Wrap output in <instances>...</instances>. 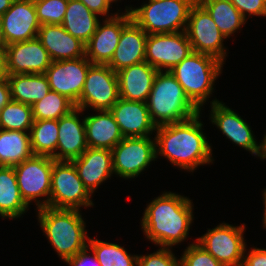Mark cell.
<instances>
[{
  "mask_svg": "<svg viewBox=\"0 0 266 266\" xmlns=\"http://www.w3.org/2000/svg\"><path fill=\"white\" fill-rule=\"evenodd\" d=\"M202 112L183 122L156 127V158L162 156L187 172H194L201 165L213 164V150L203 132Z\"/></svg>",
  "mask_w": 266,
  "mask_h": 266,
  "instance_id": "6da1fadb",
  "label": "cell"
},
{
  "mask_svg": "<svg viewBox=\"0 0 266 266\" xmlns=\"http://www.w3.org/2000/svg\"><path fill=\"white\" fill-rule=\"evenodd\" d=\"M193 206L189 197L171 191L162 192L147 204L140 219L145 238L165 248L184 242L194 220Z\"/></svg>",
  "mask_w": 266,
  "mask_h": 266,
  "instance_id": "7a4b0ae2",
  "label": "cell"
},
{
  "mask_svg": "<svg viewBox=\"0 0 266 266\" xmlns=\"http://www.w3.org/2000/svg\"><path fill=\"white\" fill-rule=\"evenodd\" d=\"M37 211L43 235L63 262L88 246L90 237L81 210L45 207Z\"/></svg>",
  "mask_w": 266,
  "mask_h": 266,
  "instance_id": "3957f363",
  "label": "cell"
},
{
  "mask_svg": "<svg viewBox=\"0 0 266 266\" xmlns=\"http://www.w3.org/2000/svg\"><path fill=\"white\" fill-rule=\"evenodd\" d=\"M146 104L156 127L183 122L201 112L170 71H158Z\"/></svg>",
  "mask_w": 266,
  "mask_h": 266,
  "instance_id": "277c9868",
  "label": "cell"
},
{
  "mask_svg": "<svg viewBox=\"0 0 266 266\" xmlns=\"http://www.w3.org/2000/svg\"><path fill=\"white\" fill-rule=\"evenodd\" d=\"M223 64L213 56L192 51L170 72L189 100L202 111L212 97L215 82L222 74Z\"/></svg>",
  "mask_w": 266,
  "mask_h": 266,
  "instance_id": "5b68a950",
  "label": "cell"
},
{
  "mask_svg": "<svg viewBox=\"0 0 266 266\" xmlns=\"http://www.w3.org/2000/svg\"><path fill=\"white\" fill-rule=\"evenodd\" d=\"M197 0H148L140 7L126 6L131 19L147 34L185 31L191 7Z\"/></svg>",
  "mask_w": 266,
  "mask_h": 266,
  "instance_id": "8992f818",
  "label": "cell"
},
{
  "mask_svg": "<svg viewBox=\"0 0 266 266\" xmlns=\"http://www.w3.org/2000/svg\"><path fill=\"white\" fill-rule=\"evenodd\" d=\"M92 194L78 176L70 161H55L51 172L49 207L78 209L94 206Z\"/></svg>",
  "mask_w": 266,
  "mask_h": 266,
  "instance_id": "52a82bcc",
  "label": "cell"
},
{
  "mask_svg": "<svg viewBox=\"0 0 266 266\" xmlns=\"http://www.w3.org/2000/svg\"><path fill=\"white\" fill-rule=\"evenodd\" d=\"M54 162L52 157L33 155L14 166L21 196L28 206L34 202L36 210L49 207Z\"/></svg>",
  "mask_w": 266,
  "mask_h": 266,
  "instance_id": "ba28073f",
  "label": "cell"
},
{
  "mask_svg": "<svg viewBox=\"0 0 266 266\" xmlns=\"http://www.w3.org/2000/svg\"><path fill=\"white\" fill-rule=\"evenodd\" d=\"M245 227L244 223L239 226L219 223L195 241L224 266H242L247 248Z\"/></svg>",
  "mask_w": 266,
  "mask_h": 266,
  "instance_id": "9c48e42d",
  "label": "cell"
},
{
  "mask_svg": "<svg viewBox=\"0 0 266 266\" xmlns=\"http://www.w3.org/2000/svg\"><path fill=\"white\" fill-rule=\"evenodd\" d=\"M155 160V137H124L112 149L114 174L125 180L137 178Z\"/></svg>",
  "mask_w": 266,
  "mask_h": 266,
  "instance_id": "30bf717a",
  "label": "cell"
},
{
  "mask_svg": "<svg viewBox=\"0 0 266 266\" xmlns=\"http://www.w3.org/2000/svg\"><path fill=\"white\" fill-rule=\"evenodd\" d=\"M185 32L193 52L213 56L225 64L228 52L223 42L227 38L198 1L191 7Z\"/></svg>",
  "mask_w": 266,
  "mask_h": 266,
  "instance_id": "8fae6325",
  "label": "cell"
},
{
  "mask_svg": "<svg viewBox=\"0 0 266 266\" xmlns=\"http://www.w3.org/2000/svg\"><path fill=\"white\" fill-rule=\"evenodd\" d=\"M117 73L108 65L93 64L87 72L77 108L84 111L110 110L119 100Z\"/></svg>",
  "mask_w": 266,
  "mask_h": 266,
  "instance_id": "7c38bea8",
  "label": "cell"
},
{
  "mask_svg": "<svg viewBox=\"0 0 266 266\" xmlns=\"http://www.w3.org/2000/svg\"><path fill=\"white\" fill-rule=\"evenodd\" d=\"M191 52L185 31L147 35L145 61L158 71H170Z\"/></svg>",
  "mask_w": 266,
  "mask_h": 266,
  "instance_id": "4fadbf2b",
  "label": "cell"
},
{
  "mask_svg": "<svg viewBox=\"0 0 266 266\" xmlns=\"http://www.w3.org/2000/svg\"><path fill=\"white\" fill-rule=\"evenodd\" d=\"M92 65L86 56L52 61L45 72L50 89L64 95L76 105L81 96L88 69Z\"/></svg>",
  "mask_w": 266,
  "mask_h": 266,
  "instance_id": "5bb4252c",
  "label": "cell"
},
{
  "mask_svg": "<svg viewBox=\"0 0 266 266\" xmlns=\"http://www.w3.org/2000/svg\"><path fill=\"white\" fill-rule=\"evenodd\" d=\"M95 33L85 44V56L92 64L107 65L119 43L122 29L132 20L128 11L101 19Z\"/></svg>",
  "mask_w": 266,
  "mask_h": 266,
  "instance_id": "9a60e30c",
  "label": "cell"
},
{
  "mask_svg": "<svg viewBox=\"0 0 266 266\" xmlns=\"http://www.w3.org/2000/svg\"><path fill=\"white\" fill-rule=\"evenodd\" d=\"M210 107V122L222 132L226 139L256 156L258 143L250 124L217 98L210 101Z\"/></svg>",
  "mask_w": 266,
  "mask_h": 266,
  "instance_id": "2e32d148",
  "label": "cell"
},
{
  "mask_svg": "<svg viewBox=\"0 0 266 266\" xmlns=\"http://www.w3.org/2000/svg\"><path fill=\"white\" fill-rule=\"evenodd\" d=\"M5 62L7 74H40L46 72L52 60L36 37L7 45Z\"/></svg>",
  "mask_w": 266,
  "mask_h": 266,
  "instance_id": "e0dca14e",
  "label": "cell"
},
{
  "mask_svg": "<svg viewBox=\"0 0 266 266\" xmlns=\"http://www.w3.org/2000/svg\"><path fill=\"white\" fill-rule=\"evenodd\" d=\"M0 23L6 45L36 38L41 26L34 0H14Z\"/></svg>",
  "mask_w": 266,
  "mask_h": 266,
  "instance_id": "ac0fdd59",
  "label": "cell"
},
{
  "mask_svg": "<svg viewBox=\"0 0 266 266\" xmlns=\"http://www.w3.org/2000/svg\"><path fill=\"white\" fill-rule=\"evenodd\" d=\"M84 112L83 109L76 107L58 119V144L56 153L52 156L55 161L71 162L88 148L84 116L82 117Z\"/></svg>",
  "mask_w": 266,
  "mask_h": 266,
  "instance_id": "d6986e66",
  "label": "cell"
},
{
  "mask_svg": "<svg viewBox=\"0 0 266 266\" xmlns=\"http://www.w3.org/2000/svg\"><path fill=\"white\" fill-rule=\"evenodd\" d=\"M84 183L93 195L98 187L113 176L112 150L88 147L80 157L71 161Z\"/></svg>",
  "mask_w": 266,
  "mask_h": 266,
  "instance_id": "ffe728a7",
  "label": "cell"
},
{
  "mask_svg": "<svg viewBox=\"0 0 266 266\" xmlns=\"http://www.w3.org/2000/svg\"><path fill=\"white\" fill-rule=\"evenodd\" d=\"M110 111L124 137L151 136L156 131L145 102L119 98Z\"/></svg>",
  "mask_w": 266,
  "mask_h": 266,
  "instance_id": "44dd1931",
  "label": "cell"
},
{
  "mask_svg": "<svg viewBox=\"0 0 266 266\" xmlns=\"http://www.w3.org/2000/svg\"><path fill=\"white\" fill-rule=\"evenodd\" d=\"M147 33L131 20L121 32L112 59L107 64L114 72L145 62Z\"/></svg>",
  "mask_w": 266,
  "mask_h": 266,
  "instance_id": "7402d4cb",
  "label": "cell"
},
{
  "mask_svg": "<svg viewBox=\"0 0 266 266\" xmlns=\"http://www.w3.org/2000/svg\"><path fill=\"white\" fill-rule=\"evenodd\" d=\"M37 38L48 51L52 61L85 56V44L68 33L61 24L41 25Z\"/></svg>",
  "mask_w": 266,
  "mask_h": 266,
  "instance_id": "603a6c76",
  "label": "cell"
},
{
  "mask_svg": "<svg viewBox=\"0 0 266 266\" xmlns=\"http://www.w3.org/2000/svg\"><path fill=\"white\" fill-rule=\"evenodd\" d=\"M157 73L158 70L146 61L118 71L119 97L146 103Z\"/></svg>",
  "mask_w": 266,
  "mask_h": 266,
  "instance_id": "cb8c5ba5",
  "label": "cell"
},
{
  "mask_svg": "<svg viewBox=\"0 0 266 266\" xmlns=\"http://www.w3.org/2000/svg\"><path fill=\"white\" fill-rule=\"evenodd\" d=\"M84 116L87 146L112 150L123 138L110 110L93 111Z\"/></svg>",
  "mask_w": 266,
  "mask_h": 266,
  "instance_id": "d4e9b609",
  "label": "cell"
},
{
  "mask_svg": "<svg viewBox=\"0 0 266 266\" xmlns=\"http://www.w3.org/2000/svg\"><path fill=\"white\" fill-rule=\"evenodd\" d=\"M11 99L32 106L45 97L50 89L45 73L7 74Z\"/></svg>",
  "mask_w": 266,
  "mask_h": 266,
  "instance_id": "484cf974",
  "label": "cell"
},
{
  "mask_svg": "<svg viewBox=\"0 0 266 266\" xmlns=\"http://www.w3.org/2000/svg\"><path fill=\"white\" fill-rule=\"evenodd\" d=\"M29 206L21 196L14 167L0 166V217L20 219Z\"/></svg>",
  "mask_w": 266,
  "mask_h": 266,
  "instance_id": "4316f807",
  "label": "cell"
},
{
  "mask_svg": "<svg viewBox=\"0 0 266 266\" xmlns=\"http://www.w3.org/2000/svg\"><path fill=\"white\" fill-rule=\"evenodd\" d=\"M79 0H68L67 9L62 22L63 28L73 37L86 44L95 33L101 20Z\"/></svg>",
  "mask_w": 266,
  "mask_h": 266,
  "instance_id": "83f0119b",
  "label": "cell"
},
{
  "mask_svg": "<svg viewBox=\"0 0 266 266\" xmlns=\"http://www.w3.org/2000/svg\"><path fill=\"white\" fill-rule=\"evenodd\" d=\"M32 156L30 132L0 129V166L14 167Z\"/></svg>",
  "mask_w": 266,
  "mask_h": 266,
  "instance_id": "f1b7e54d",
  "label": "cell"
},
{
  "mask_svg": "<svg viewBox=\"0 0 266 266\" xmlns=\"http://www.w3.org/2000/svg\"><path fill=\"white\" fill-rule=\"evenodd\" d=\"M211 15L218 29L226 38L241 30L247 20L230 0H197Z\"/></svg>",
  "mask_w": 266,
  "mask_h": 266,
  "instance_id": "f546056e",
  "label": "cell"
},
{
  "mask_svg": "<svg viewBox=\"0 0 266 266\" xmlns=\"http://www.w3.org/2000/svg\"><path fill=\"white\" fill-rule=\"evenodd\" d=\"M30 141L33 155L52 157L58 144V120H34Z\"/></svg>",
  "mask_w": 266,
  "mask_h": 266,
  "instance_id": "4dcf8cb0",
  "label": "cell"
},
{
  "mask_svg": "<svg viewBox=\"0 0 266 266\" xmlns=\"http://www.w3.org/2000/svg\"><path fill=\"white\" fill-rule=\"evenodd\" d=\"M88 246L101 266H137L138 255L128 253L119 244L89 238Z\"/></svg>",
  "mask_w": 266,
  "mask_h": 266,
  "instance_id": "1f68e13d",
  "label": "cell"
},
{
  "mask_svg": "<svg viewBox=\"0 0 266 266\" xmlns=\"http://www.w3.org/2000/svg\"><path fill=\"white\" fill-rule=\"evenodd\" d=\"M75 108V104L67 97L50 90L45 97L32 105L33 119L58 120Z\"/></svg>",
  "mask_w": 266,
  "mask_h": 266,
  "instance_id": "d6a6232c",
  "label": "cell"
},
{
  "mask_svg": "<svg viewBox=\"0 0 266 266\" xmlns=\"http://www.w3.org/2000/svg\"><path fill=\"white\" fill-rule=\"evenodd\" d=\"M33 122L30 105L11 99L0 111V129L30 132Z\"/></svg>",
  "mask_w": 266,
  "mask_h": 266,
  "instance_id": "836d02e7",
  "label": "cell"
},
{
  "mask_svg": "<svg viewBox=\"0 0 266 266\" xmlns=\"http://www.w3.org/2000/svg\"><path fill=\"white\" fill-rule=\"evenodd\" d=\"M67 4L68 0H34L39 23L62 24Z\"/></svg>",
  "mask_w": 266,
  "mask_h": 266,
  "instance_id": "e575fe53",
  "label": "cell"
},
{
  "mask_svg": "<svg viewBox=\"0 0 266 266\" xmlns=\"http://www.w3.org/2000/svg\"><path fill=\"white\" fill-rule=\"evenodd\" d=\"M179 260L180 266H224L195 241L188 244Z\"/></svg>",
  "mask_w": 266,
  "mask_h": 266,
  "instance_id": "d590c367",
  "label": "cell"
},
{
  "mask_svg": "<svg viewBox=\"0 0 266 266\" xmlns=\"http://www.w3.org/2000/svg\"><path fill=\"white\" fill-rule=\"evenodd\" d=\"M172 248L160 247L155 252L138 255L137 266H180Z\"/></svg>",
  "mask_w": 266,
  "mask_h": 266,
  "instance_id": "8d00e7d4",
  "label": "cell"
},
{
  "mask_svg": "<svg viewBox=\"0 0 266 266\" xmlns=\"http://www.w3.org/2000/svg\"><path fill=\"white\" fill-rule=\"evenodd\" d=\"M242 16L248 20L250 16L266 17V0H230Z\"/></svg>",
  "mask_w": 266,
  "mask_h": 266,
  "instance_id": "74e56055",
  "label": "cell"
},
{
  "mask_svg": "<svg viewBox=\"0 0 266 266\" xmlns=\"http://www.w3.org/2000/svg\"><path fill=\"white\" fill-rule=\"evenodd\" d=\"M65 263L69 266H101L89 246L78 252L72 258L66 260Z\"/></svg>",
  "mask_w": 266,
  "mask_h": 266,
  "instance_id": "f35d334b",
  "label": "cell"
},
{
  "mask_svg": "<svg viewBox=\"0 0 266 266\" xmlns=\"http://www.w3.org/2000/svg\"><path fill=\"white\" fill-rule=\"evenodd\" d=\"M86 5L94 14L99 17L111 18L119 13L120 10L114 13H110V7H112L110 0H79ZM111 14V15H110Z\"/></svg>",
  "mask_w": 266,
  "mask_h": 266,
  "instance_id": "ab89813d",
  "label": "cell"
},
{
  "mask_svg": "<svg viewBox=\"0 0 266 266\" xmlns=\"http://www.w3.org/2000/svg\"><path fill=\"white\" fill-rule=\"evenodd\" d=\"M242 266H266V249H245Z\"/></svg>",
  "mask_w": 266,
  "mask_h": 266,
  "instance_id": "60d3db41",
  "label": "cell"
},
{
  "mask_svg": "<svg viewBox=\"0 0 266 266\" xmlns=\"http://www.w3.org/2000/svg\"><path fill=\"white\" fill-rule=\"evenodd\" d=\"M10 100H11V93L6 76L5 78L0 79V111Z\"/></svg>",
  "mask_w": 266,
  "mask_h": 266,
  "instance_id": "b9f144b4",
  "label": "cell"
},
{
  "mask_svg": "<svg viewBox=\"0 0 266 266\" xmlns=\"http://www.w3.org/2000/svg\"><path fill=\"white\" fill-rule=\"evenodd\" d=\"M264 137L261 140L262 142L258 143V151L255 157H259L260 160H266V133L263 134Z\"/></svg>",
  "mask_w": 266,
  "mask_h": 266,
  "instance_id": "7bdbcfd3",
  "label": "cell"
},
{
  "mask_svg": "<svg viewBox=\"0 0 266 266\" xmlns=\"http://www.w3.org/2000/svg\"><path fill=\"white\" fill-rule=\"evenodd\" d=\"M7 76L6 72V62H5V52H0V79Z\"/></svg>",
  "mask_w": 266,
  "mask_h": 266,
  "instance_id": "ee69618b",
  "label": "cell"
},
{
  "mask_svg": "<svg viewBox=\"0 0 266 266\" xmlns=\"http://www.w3.org/2000/svg\"><path fill=\"white\" fill-rule=\"evenodd\" d=\"M14 0H0V17L11 7Z\"/></svg>",
  "mask_w": 266,
  "mask_h": 266,
  "instance_id": "f6af8a7d",
  "label": "cell"
},
{
  "mask_svg": "<svg viewBox=\"0 0 266 266\" xmlns=\"http://www.w3.org/2000/svg\"><path fill=\"white\" fill-rule=\"evenodd\" d=\"M262 195H263V204H264V214H263V228L266 229V188L262 191Z\"/></svg>",
  "mask_w": 266,
  "mask_h": 266,
  "instance_id": "bcb514c9",
  "label": "cell"
},
{
  "mask_svg": "<svg viewBox=\"0 0 266 266\" xmlns=\"http://www.w3.org/2000/svg\"><path fill=\"white\" fill-rule=\"evenodd\" d=\"M6 42L3 36V30L1 27V23H0V52H5V48H6Z\"/></svg>",
  "mask_w": 266,
  "mask_h": 266,
  "instance_id": "7dc6e473",
  "label": "cell"
},
{
  "mask_svg": "<svg viewBox=\"0 0 266 266\" xmlns=\"http://www.w3.org/2000/svg\"><path fill=\"white\" fill-rule=\"evenodd\" d=\"M118 1H120L121 2V0H110V2L113 4V3H116V2H118Z\"/></svg>",
  "mask_w": 266,
  "mask_h": 266,
  "instance_id": "c3c4849f",
  "label": "cell"
}]
</instances>
